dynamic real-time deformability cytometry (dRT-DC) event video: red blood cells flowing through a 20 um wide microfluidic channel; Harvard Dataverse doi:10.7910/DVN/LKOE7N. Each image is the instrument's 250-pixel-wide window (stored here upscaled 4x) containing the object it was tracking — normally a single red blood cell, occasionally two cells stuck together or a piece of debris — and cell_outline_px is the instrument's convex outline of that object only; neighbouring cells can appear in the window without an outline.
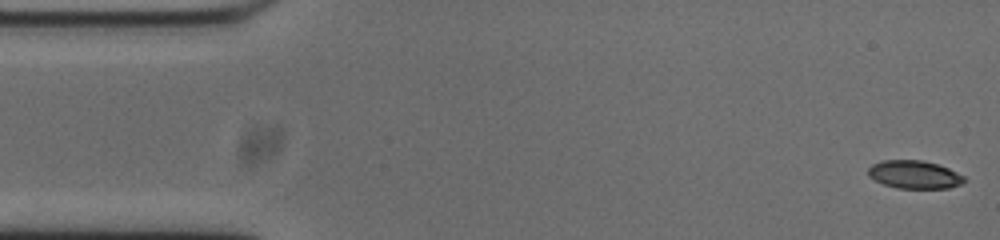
{"species": "common noctule bat (a hibernating species)", "species_latin": "Nyctalus noctula", "temperature_condition": "cold", "stored_images_in_passage": 53, "camera_frame_rate_fps": 3000, "um_per_image_px": 0.085, "animal": {"sex": "male", "body_mass_g": 20.0, "forearm_length_mm": 53.3}, "frame": {"image": 1, "passage_image": 1, "time_ms": 0.0, "image_size_px": [1000, 240], "cell_outline_px": [[964, 180], [960, 184], [948, 188], [896, 188], [884, 184], [868, 176], [868, 168], [872, 164], [880, 160], [920, 160], [936, 164], [948, 168], [964, 176]], "centroid_in_image_um": [77.68, 14.83], "position_along_channel_um": 7.3, "area_um2": 15.55}}
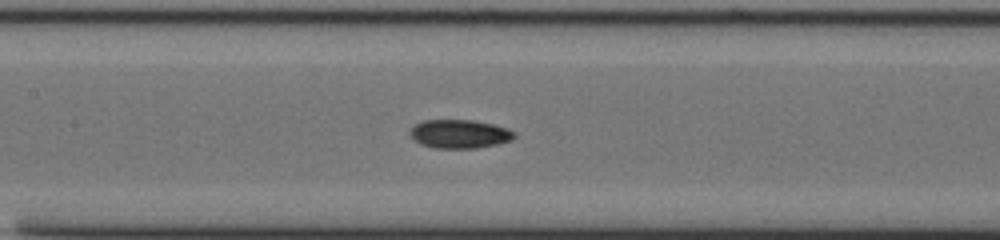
{"frame": {"image": 2, "passage_image": 23, "time_ms": 7.333, "image_size_px": [1000, 240], "cell_outline_px": [[516, 136], [512, 140], [496, 144], [476, 148], [436, 148], [420, 144], [408, 132], [412, 124], [424, 120], [472, 120], [492, 124], [508, 128], [516, 132]], "centroid_in_image_um": [39.06, 11.37], "position_along_channel_um": 168.3, "area_um2": 17.51}}
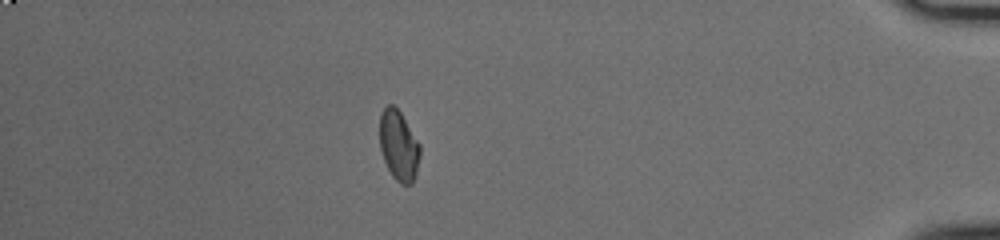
{"frame": {"image": 3, "passage_image": 46, "time_ms": 15.0, "image_size_px": [1000, 240], "cell_outline_px": [[420, 156], [416, 172], [412, 184], [400, 184], [392, 176], [384, 160], [380, 148], [380, 112], [388, 104], [392, 104], [400, 112], [420, 144]], "centroid_in_image_um": [33.89, 12.37], "position_along_channel_um": 401.3, "area_um2": 16.42}, "authors_computed_cell_mechanics": {"area_um2": 16.9354, "velocity_mm_per_s": 3.7457, "shape_relaxation_time_tau1_ms": 6.1679, "shape_relaxation_time_tau2_ms": 5.7148, "deformation_change_tau1": 0.1611, "deformation_change_tau2": 0.1028}}